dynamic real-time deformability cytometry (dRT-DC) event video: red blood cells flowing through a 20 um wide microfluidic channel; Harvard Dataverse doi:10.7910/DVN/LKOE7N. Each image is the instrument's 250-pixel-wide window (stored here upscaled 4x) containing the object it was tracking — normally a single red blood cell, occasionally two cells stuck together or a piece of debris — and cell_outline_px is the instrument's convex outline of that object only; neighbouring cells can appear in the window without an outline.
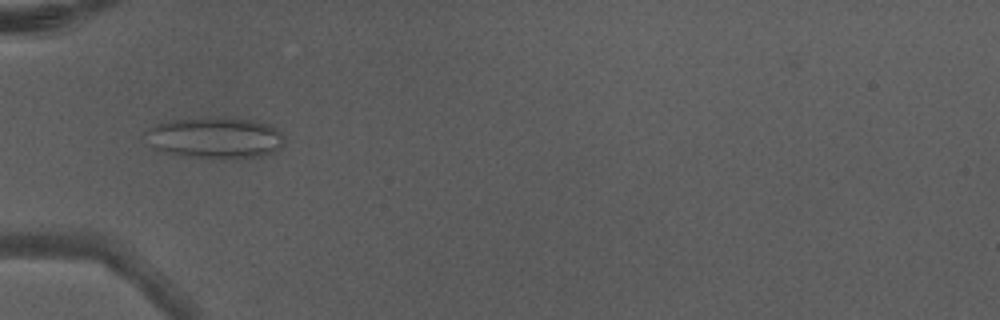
{"species": "Egyptian fruit bat (a non-hibernating species)", "species_latin": "Rousettus aegyptiacus", "temperature_condition": "warm", "stored_images_in_passage": 5, "camera_frame_rate_fps": 3000, "um_per_image_px": 0.085, "animal": {"sex": "male"}, "frame": {"image": 1, "passage_image": 5, "time_ms": 1.333, "image_size_px": [1000, 320], "cell_outline_px": [[284, 144], [280, 148], [264, 156], [236, 160], [220, 160], [188, 156], [168, 152], [152, 148], [144, 132], [148, 128], [156, 124], [172, 120], [208, 116], [252, 120], [272, 124], [280, 132], [284, 140]], "centroid_in_image_um": [18.33, 11.72], "position_along_channel_um": 66.7, "area_um2": 34.16}}